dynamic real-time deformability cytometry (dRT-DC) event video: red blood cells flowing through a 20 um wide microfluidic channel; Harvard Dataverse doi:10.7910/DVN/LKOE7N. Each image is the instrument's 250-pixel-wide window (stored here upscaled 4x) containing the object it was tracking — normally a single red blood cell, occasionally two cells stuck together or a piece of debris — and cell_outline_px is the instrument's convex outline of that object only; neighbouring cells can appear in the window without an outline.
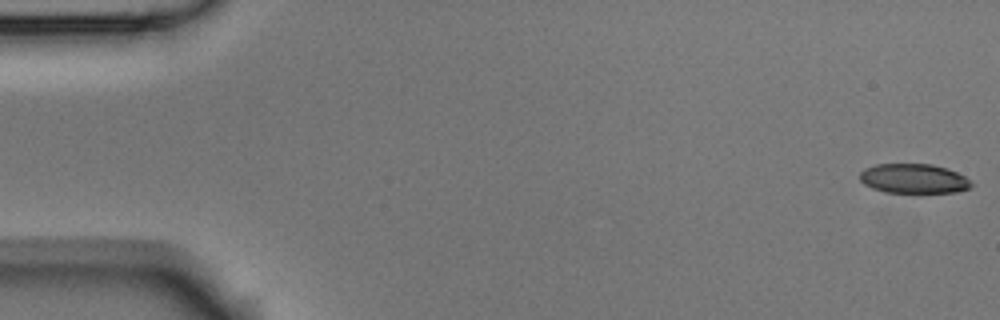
{"species": "Egyptian fruit bat (a non-hibernating species)", "species_latin": "Rousettus aegyptiacus", "temperature_condition": "room temperature", "stored_images_in_passage": 5, "camera_frame_rate_fps": 3000, "um_per_image_px": 0.085, "animal": {"sex": "male"}, "frame": {"image": 1, "passage_image": 1, "time_ms": 0.0, "image_size_px": [1000, 320], "cell_outline_px": [[972, 188], [956, 192], [920, 196], [884, 192], [872, 188], [864, 184], [860, 180], [860, 172], [864, 168], [876, 164], [932, 164], [948, 168], [972, 180]], "centroid_in_image_um": [77.71, 15.24], "position_along_channel_um": 7.3, "area_um2": 20.35}}